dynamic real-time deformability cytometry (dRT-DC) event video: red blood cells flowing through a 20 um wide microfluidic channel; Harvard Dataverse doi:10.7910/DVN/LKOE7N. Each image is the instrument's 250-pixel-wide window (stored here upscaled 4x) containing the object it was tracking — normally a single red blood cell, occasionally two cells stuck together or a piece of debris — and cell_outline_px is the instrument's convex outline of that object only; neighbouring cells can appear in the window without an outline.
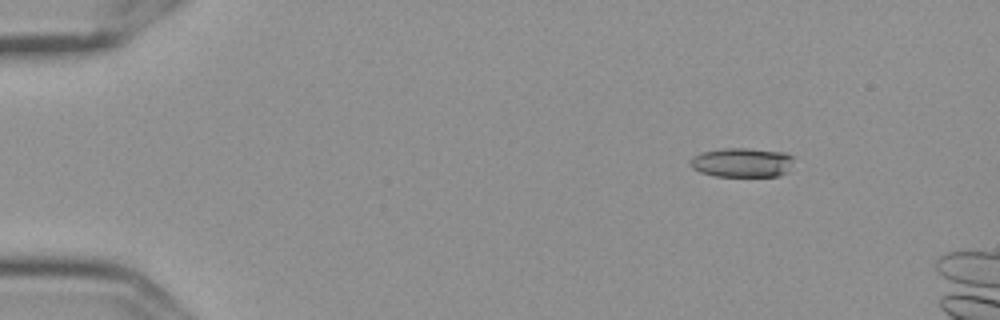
{"species": "Egyptian fruit bat (a non-hibernating species)", "species_latin": "Rousettus aegyptiacus", "temperature_condition": "cold", "stored_images_in_passage": 11, "camera_frame_rate_fps": 3000, "um_per_image_px": 0.085, "frame": {"image": 1, "passage_image": 1, "time_ms": 0.0, "image_size_px": [1000, 320], "cell_outline_px": [[796, 156], [788, 172], [780, 176], [716, 176], [700, 172], [692, 168], [688, 160], [692, 156], [704, 152], [724, 148], [748, 148], [784, 152]], "centroid_in_image_um": [63.11, 13.81], "position_along_channel_um": 21.9, "area_um2": 17.98}}